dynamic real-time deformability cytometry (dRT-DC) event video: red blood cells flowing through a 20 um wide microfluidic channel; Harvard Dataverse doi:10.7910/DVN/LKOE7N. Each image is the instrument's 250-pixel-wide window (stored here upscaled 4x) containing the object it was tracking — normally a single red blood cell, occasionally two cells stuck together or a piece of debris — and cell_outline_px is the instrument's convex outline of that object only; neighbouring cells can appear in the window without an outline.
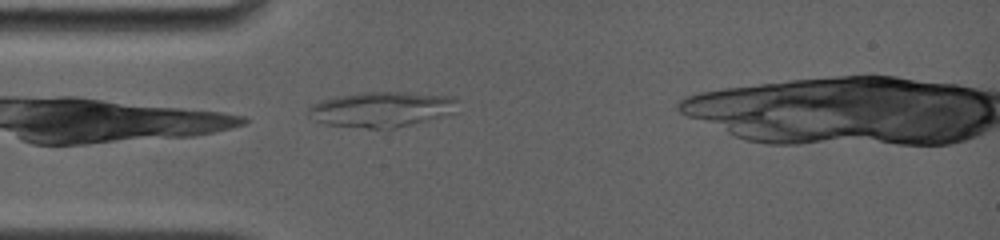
{"species": "common noctule bat (a hibernating species)", "species_latin": "Nyctalus noctula", "temperature_condition": "room temperature", "stored_images_in_passage": 34, "camera_frame_rate_fps": 4000, "um_per_image_px": 0.085, "animal": {"sex": "female", "body_mass_g": 19.0, "forearm_length_mm": 56.7}, "frame": {"image": 1, "passage_image": 1, "time_ms": 0.0, "image_size_px": [1000, 240], "cell_outline_px": [[456, 112], [444, 116], [396, 128], [364, 128], [324, 124], [308, 116], [308, 108], [312, 104], [320, 100], [336, 96], [360, 92], [408, 92], [456, 96]], "centroid_in_image_um": [32.44, 9.28], "position_along_channel_um": 52.6, "area_um2": 30.98}}
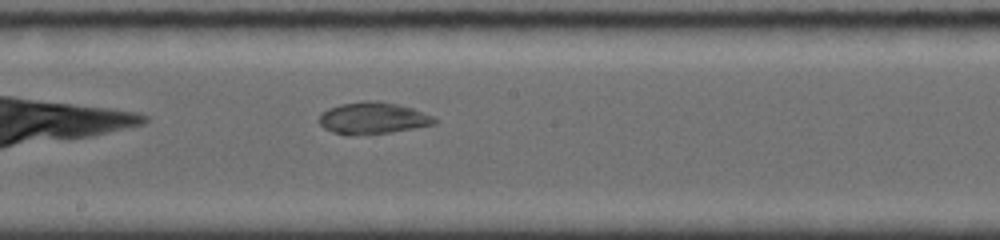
{"frame": {"image": 2, "passage_image": 14, "time_ms": 4.5, "image_size_px": [1000, 240], "cell_outline_px": [[436, 124], [392, 132], [352, 136], [344, 136], [332, 132], [324, 128], [320, 124], [320, 112], [328, 108], [340, 104], [364, 100], [380, 100], [412, 108], [436, 116]], "centroid_in_image_um": [31.68, 10.04], "position_along_channel_um": 216.5, "area_um2": 21.79}}
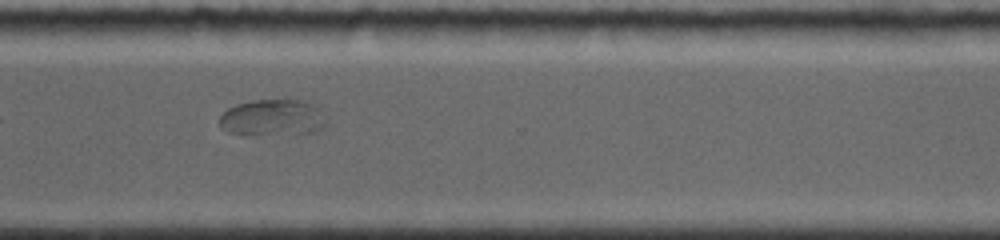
{"frame": {"image": 3, "passage_image": 25, "time_ms": 8.0, "image_size_px": [1000, 240], "cell_outline_px": [[324, 124], [320, 128], [312, 132], [228, 132], [220, 128], [220, 116], [228, 108], [236, 104], [252, 100], [304, 100], [320, 108]], "centroid_in_image_um": [23.13, 9.93], "position_along_channel_um": 347.5, "area_um2": 21.44}}